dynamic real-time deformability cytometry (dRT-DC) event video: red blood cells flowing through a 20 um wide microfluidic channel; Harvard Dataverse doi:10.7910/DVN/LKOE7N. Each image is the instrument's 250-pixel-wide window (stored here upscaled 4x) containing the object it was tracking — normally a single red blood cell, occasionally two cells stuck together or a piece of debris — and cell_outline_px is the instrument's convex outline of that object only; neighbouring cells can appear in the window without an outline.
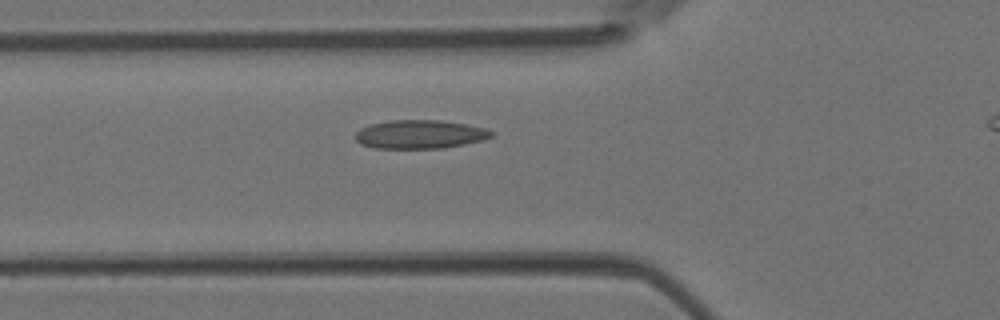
{"species": "Egyptian fruit bat (a non-hibernating species)", "species_latin": "Rousettus aegyptiacus", "temperature_condition": "room temperature", "stored_images_in_passage": 6, "camera_frame_rate_fps": 3000, "um_per_image_px": 0.085, "animal": {"sex": "female"}, "frame": {"image": 1, "passage_image": 6, "time_ms": 1.667, "image_size_px": [1000, 320], "cell_outline_px": [[492, 136], [480, 140], [464, 144], [440, 148], [372, 148], [360, 144], [356, 140], [356, 132], [360, 128], [372, 124], [392, 120], [440, 120], [464, 124], [484, 128], [492, 132]], "centroid_in_image_um": [35.63, 11.42], "position_along_channel_um": 90.2, "area_um2": 22.37}}